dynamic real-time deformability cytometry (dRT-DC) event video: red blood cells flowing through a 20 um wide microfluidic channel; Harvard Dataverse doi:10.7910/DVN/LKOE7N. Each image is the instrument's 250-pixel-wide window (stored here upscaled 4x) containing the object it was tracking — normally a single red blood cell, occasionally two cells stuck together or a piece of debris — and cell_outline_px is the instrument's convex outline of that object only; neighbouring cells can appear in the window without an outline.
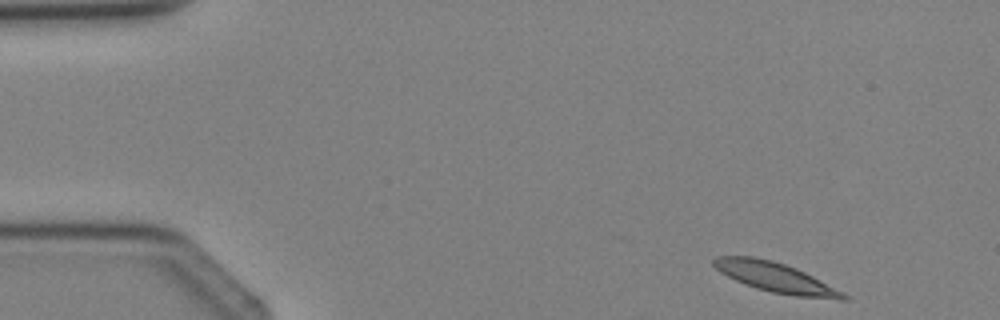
{"species": "Egyptian fruit bat (a non-hibernating species)", "species_latin": "Rousettus aegyptiacus", "temperature_condition": "cold", "stored_images_in_passage": 3, "camera_frame_rate_fps": 3000, "um_per_image_px": 0.085, "animal": {"sex": "female"}, "frame": {"image": 1, "passage_image": 1, "time_ms": 0.0, "image_size_px": [1000, 320], "cell_outline_px": [[848, 300], [840, 300], [796, 296], [772, 292], [756, 288], [744, 284], [720, 272], [712, 264], [712, 260], [716, 256], [752, 256], [772, 260], [796, 268], [844, 292], [848, 296]], "centroid_in_image_um": [65.92, 23.58], "position_along_channel_um": 19.1, "area_um2": 22.37}}
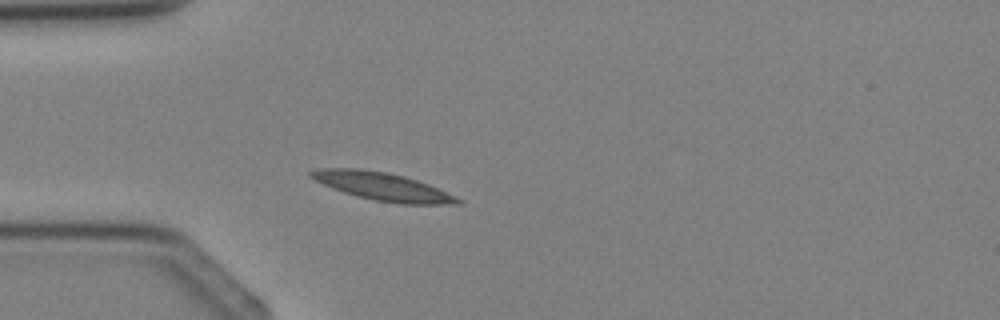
{"frame": {"image": 2, "passage_image": 3, "time_ms": 2.333, "image_size_px": [1000, 320], "cell_outline_px": [[464, 204], [400, 204], [376, 200], [356, 196], [332, 188], [308, 176], [308, 172], [316, 168], [360, 168], [388, 172], [404, 176], [428, 184], [456, 196], [464, 200]], "centroid_in_image_um": [32.53, 15.84], "position_along_channel_um": 52.5, "area_um2": 23.99}}